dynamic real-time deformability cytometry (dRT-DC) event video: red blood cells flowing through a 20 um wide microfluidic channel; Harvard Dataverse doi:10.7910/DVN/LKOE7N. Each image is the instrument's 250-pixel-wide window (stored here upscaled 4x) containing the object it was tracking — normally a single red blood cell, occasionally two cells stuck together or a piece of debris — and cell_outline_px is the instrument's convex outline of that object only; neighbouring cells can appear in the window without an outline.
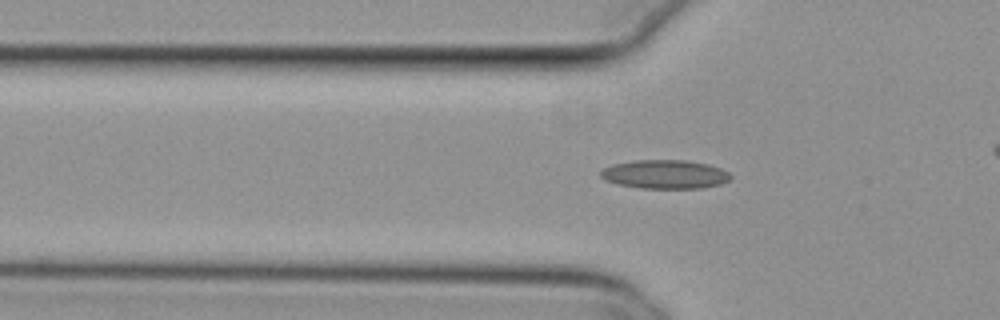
{"species": "common noctule bat (a hibernating species)", "species_latin": "Nyctalus noctula", "temperature_condition": "cold", "stored_images_in_passage": 41, "camera_frame_rate_fps": 3000, "um_per_image_px": 0.085, "animal": {"sex": "female", "body_mass_g": 29.2, "forearm_length_mm": 56.3}, "frame": {"image": 1, "passage_image": 12, "time_ms": 3.667, "image_size_px": [1000, 320], "cell_outline_px": [[732, 176], [728, 180], [720, 184], [700, 188], [640, 188], [616, 184], [604, 180], [600, 176], [600, 172], [604, 168], [612, 164], [636, 160], [684, 160], [708, 164], [720, 168], [728, 172]], "centroid_in_image_um": [56.49, 14.81], "position_along_channel_um": 69.3, "area_um2": 21.79}}
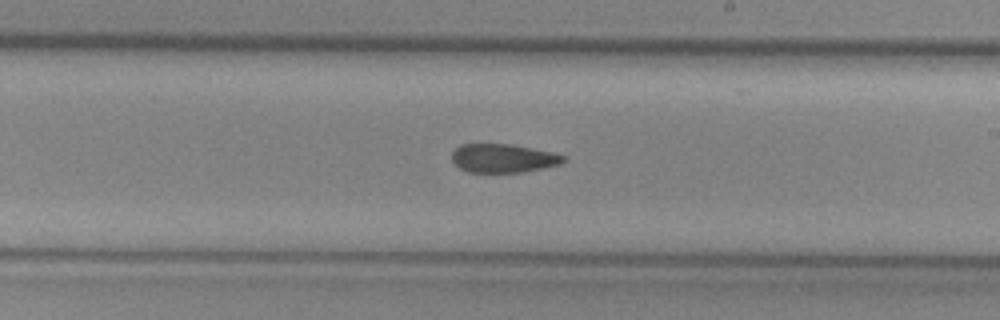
{"frame": {"image": 2, "passage_image": 26, "time_ms": 8.333, "image_size_px": [1000, 320], "cell_outline_px": [[568, 160], [560, 164], [544, 168], [524, 172], [468, 172], [460, 168], [452, 160], [452, 152], [460, 144], [512, 144], [556, 152], [564, 156]], "centroid_in_image_um": [42.82, 13.44], "position_along_channel_um": 246.2, "area_um2": 18.84}}
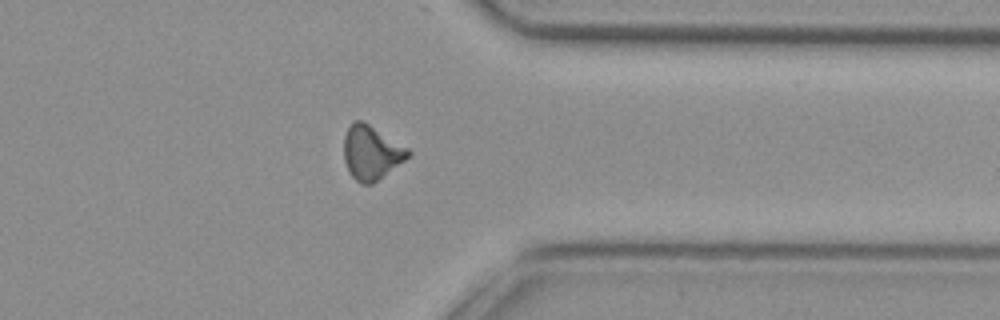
{"frame": {"image": 3, "passage_image": 37, "time_ms": 12.0, "image_size_px": [1000, 320], "cell_outline_px": [[412, 152], [404, 160], [372, 184], [364, 184], [356, 180], [348, 172], [344, 160], [344, 136], [352, 120], [360, 120], [368, 124], [408, 148]], "centroid_in_image_um": [31.53, 12.97], "position_along_channel_um": 379.9, "area_um2": 19.88}}